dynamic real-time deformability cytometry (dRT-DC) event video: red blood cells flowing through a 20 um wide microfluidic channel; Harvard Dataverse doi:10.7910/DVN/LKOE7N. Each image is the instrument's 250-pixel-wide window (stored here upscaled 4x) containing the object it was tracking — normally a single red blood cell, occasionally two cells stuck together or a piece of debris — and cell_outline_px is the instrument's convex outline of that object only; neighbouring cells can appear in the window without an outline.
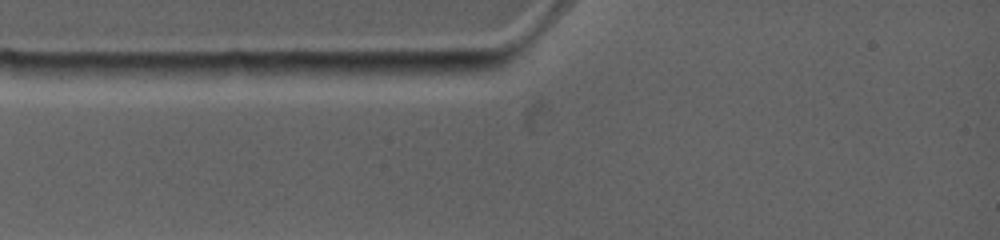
{"species": "common noctule bat (a hibernating species)", "species_latin": "Nyctalus noctula", "temperature_condition": "warm", "stored_images_in_passage": 2, "camera_frame_rate_fps": 4500, "um_per_image_px": 0.085, "animal": {"sex": "female", "body_mass_g": 19.0, "forearm_length_mm": 53.3}, "frame": {"image": 1, "passage_image": 1, "time_ms": 0.0, "image_size_px": [1000, 240], "cell_outline_px": [[396, 72], [264, 80], [228, 72], [224, 64], [384, 64]], "centroid_in_image_um": [25.84, 5.97], "position_along_channel_um": 59.2, "area_um2": 14.33}}